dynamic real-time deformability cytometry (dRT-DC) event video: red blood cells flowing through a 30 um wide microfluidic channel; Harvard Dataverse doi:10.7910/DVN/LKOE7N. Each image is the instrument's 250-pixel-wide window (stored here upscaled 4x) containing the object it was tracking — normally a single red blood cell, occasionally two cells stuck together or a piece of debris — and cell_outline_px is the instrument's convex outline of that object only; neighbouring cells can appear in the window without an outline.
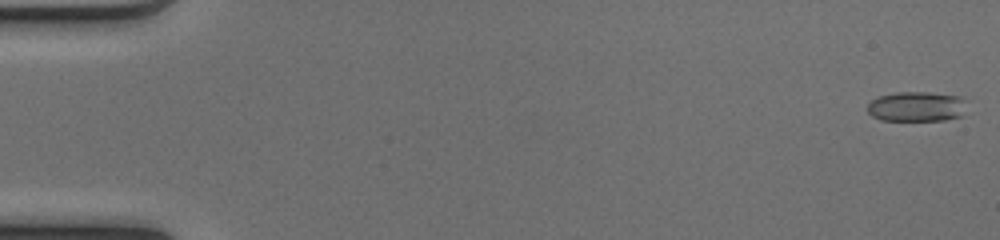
{"species": "common noctule bat (a hibernating species)", "species_latin": "Nyctalus noctula", "temperature_condition": "cold", "stored_images_in_passage": 51, "camera_frame_rate_fps": 3000, "um_per_image_px": 0.085, "animal": {"sex": "female", "body_mass_g": 17.0, "forearm_length_mm": 48.0}, "frame": {"image": 1, "passage_image": 1, "time_ms": 0.0, "image_size_px": [1000, 240], "cell_outline_px": [[960, 116], [944, 120], [880, 120], [872, 116], [868, 112], [868, 104], [872, 100], [880, 96], [896, 92], [928, 92], [960, 96]], "centroid_in_image_um": [77.79, 9.05], "position_along_channel_um": 7.2, "area_um2": 16.76}}
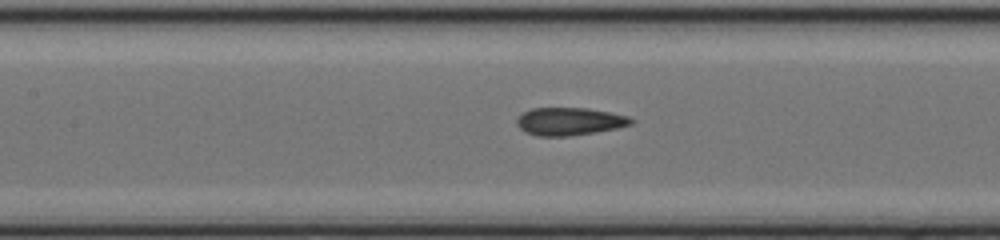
{"frame": {"image": 2, "passage_image": 24, "time_ms": 7.667, "image_size_px": [1000, 240], "cell_outline_px": [[636, 120], [632, 124], [616, 128], [568, 136], [536, 136], [520, 128], [516, 124], [516, 120], [524, 112], [532, 108], [588, 108], [628, 116]], "centroid_in_image_um": [48.41, 10.31], "position_along_channel_um": 159.0, "area_um2": 18.26}}
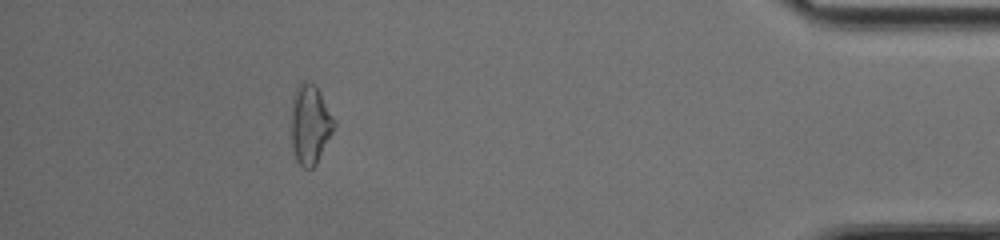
{"frame": {"image": 3, "passage_image": 46, "time_ms": 15.0, "image_size_px": [1000, 240], "cell_outline_px": [[336, 124], [316, 164], [312, 168], [304, 168], [296, 160], [292, 152], [292, 96], [296, 88], [300, 84], [312, 84], [316, 88], [336, 120]], "centroid_in_image_um": [26.35, 10.63], "position_along_channel_um": 408.9, "area_um2": 19.36}, "authors_computed_cell_mechanics": {"area_um2": 18.207, "velocity_mm_per_s": 4.1387, "shape_relaxation_time_tau1_ms": null, "shape_relaxation_time_tau2_ms": 1.784, "deformation_change_tau1": null, "deformation_change_tau2": 0.0978}}